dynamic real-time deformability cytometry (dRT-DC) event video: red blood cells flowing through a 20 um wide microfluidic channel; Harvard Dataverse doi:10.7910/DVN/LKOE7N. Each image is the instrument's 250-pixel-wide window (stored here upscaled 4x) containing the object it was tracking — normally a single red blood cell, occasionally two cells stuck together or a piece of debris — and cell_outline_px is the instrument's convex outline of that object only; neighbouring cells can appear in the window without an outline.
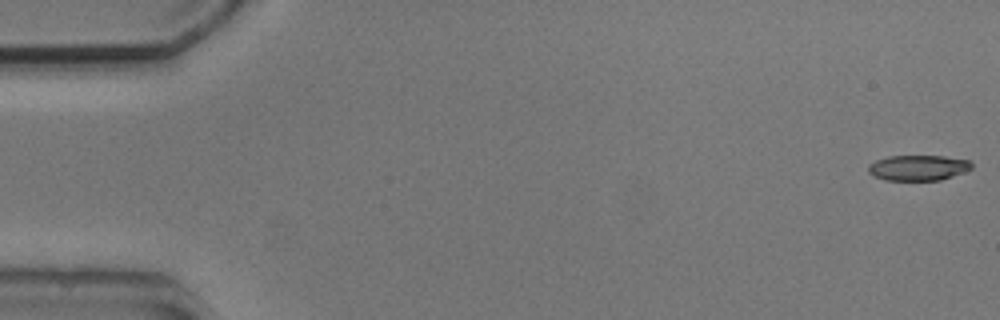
{"species": "common noctule bat (a hibernating species)", "species_latin": "Nyctalus noctula", "temperature_condition": "cold", "stored_images_in_passage": 6, "segment_of_instrument_passage": [1, 2], "camera_frame_rate_fps": 3000, "um_per_image_px": 0.085, "animal": {"sex": "male", "body_mass_g": 20.5, "forearm_length_mm": 52.5}, "frame": {"image": 1, "passage_image": 1, "time_ms": 0.0, "image_size_px": [1000, 320], "cell_outline_px": [[972, 168], [964, 172], [940, 180], [884, 180], [872, 176], [868, 172], [868, 164], [876, 160], [888, 156], [944, 156], [972, 160]], "centroid_in_image_um": [78.04, 14.25], "position_along_channel_um": 7.0, "area_um2": 15.49}}
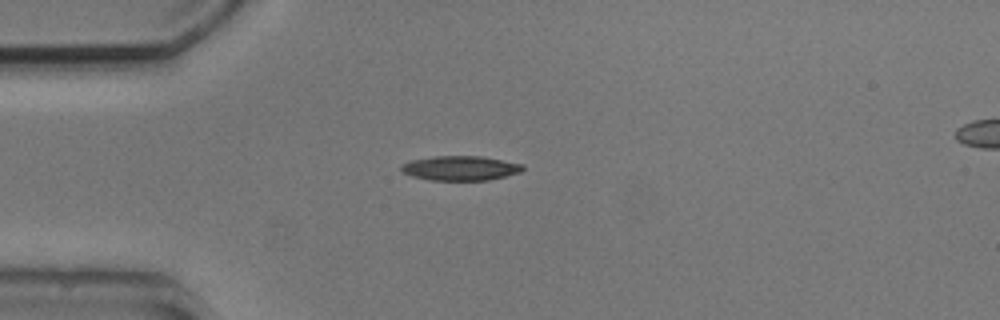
{"frame": {"image": 2, "passage_image": 5, "time_ms": 4.333, "image_size_px": [1000, 320], "cell_outline_px": [[524, 168], [520, 172], [488, 180], [432, 180], [412, 176], [404, 172], [400, 168], [404, 164], [412, 160], [432, 156], [480, 156], [524, 164]], "centroid_in_image_um": [39.15, 14.29], "position_along_channel_um": 45.8, "area_um2": 17.17}}